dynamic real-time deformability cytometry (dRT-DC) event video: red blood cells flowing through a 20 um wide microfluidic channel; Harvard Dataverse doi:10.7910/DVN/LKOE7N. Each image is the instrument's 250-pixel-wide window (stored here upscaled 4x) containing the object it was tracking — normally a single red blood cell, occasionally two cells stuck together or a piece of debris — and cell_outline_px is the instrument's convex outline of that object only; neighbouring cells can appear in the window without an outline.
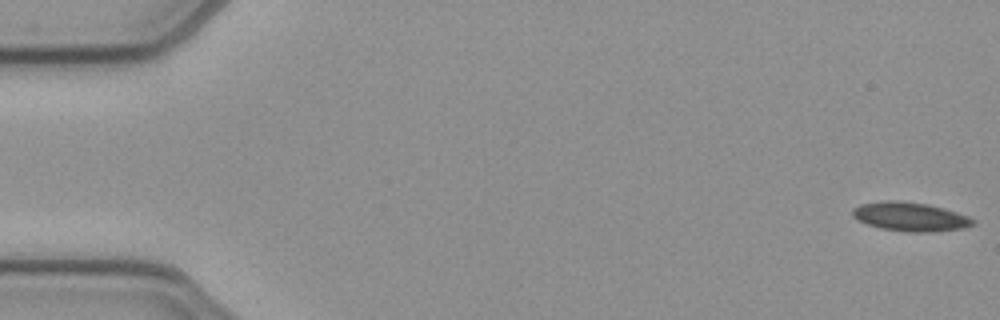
{"species": "common noctule bat (a hibernating species)", "species_latin": "Nyctalus noctula", "temperature_condition": "cold", "stored_images_in_passage": 52, "camera_frame_rate_fps": 3000, "um_per_image_px": 0.085, "animal": {"sex": "female", "body_mass_g": 21.9}, "frame": {"image": 1, "passage_image": 1, "time_ms": 0.0, "image_size_px": [1000, 320], "cell_outline_px": [[976, 224], [964, 228], [936, 232], [904, 232], [880, 228], [868, 224], [852, 216], [852, 208], [860, 204], [888, 200], [896, 200], [928, 204], [944, 208], [968, 216], [976, 220]], "centroid_in_image_um": [77.4, 18.43], "position_along_channel_um": 7.6, "area_um2": 20.46}}
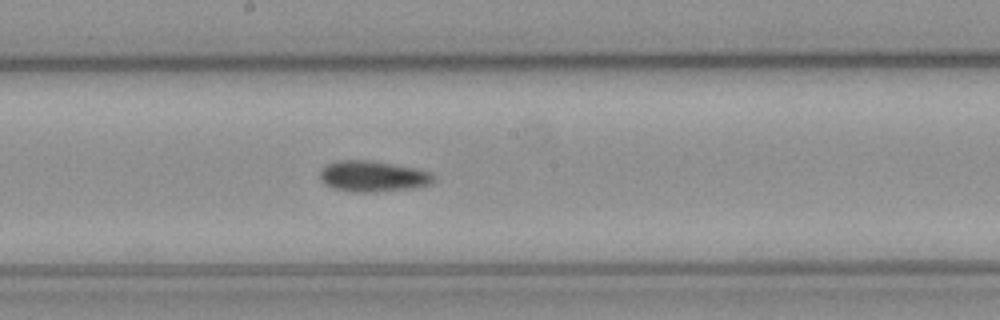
{"frame": {"image": 2, "passage_image": 28, "time_ms": 9.0, "image_size_px": [1000, 320], "cell_outline_px": [[436, 176], [432, 184], [412, 188], [376, 192], [352, 192], [332, 188], [324, 184], [320, 180], [320, 168], [336, 160], [372, 160], [416, 168], [432, 172]], "centroid_in_image_um": [31.7, 14.98], "position_along_channel_um": 216.5, "area_um2": 20.87}}
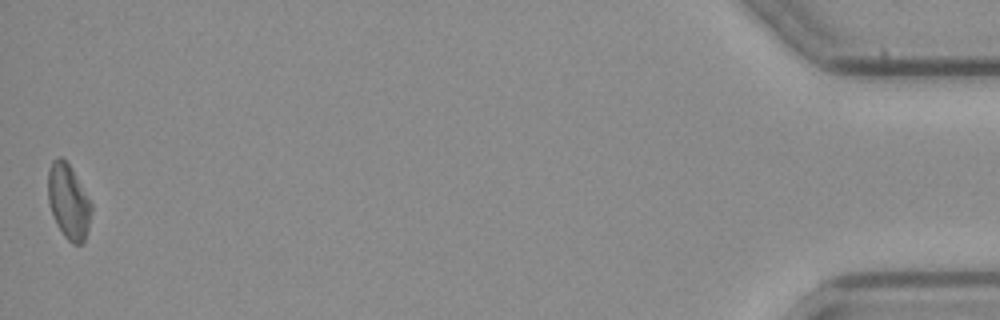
{"frame": {"image": 3, "passage_image": 52, "time_ms": 17.0, "image_size_px": [1000, 320], "cell_outline_px": [[92, 212], [84, 244], [72, 244], [64, 236], [56, 224], [48, 200], [48, 168], [52, 160], [60, 156], [68, 164], [92, 204]], "centroid_in_image_um": [5.82, 17.17], "position_along_channel_um": 429.4, "area_um2": 18.73}}